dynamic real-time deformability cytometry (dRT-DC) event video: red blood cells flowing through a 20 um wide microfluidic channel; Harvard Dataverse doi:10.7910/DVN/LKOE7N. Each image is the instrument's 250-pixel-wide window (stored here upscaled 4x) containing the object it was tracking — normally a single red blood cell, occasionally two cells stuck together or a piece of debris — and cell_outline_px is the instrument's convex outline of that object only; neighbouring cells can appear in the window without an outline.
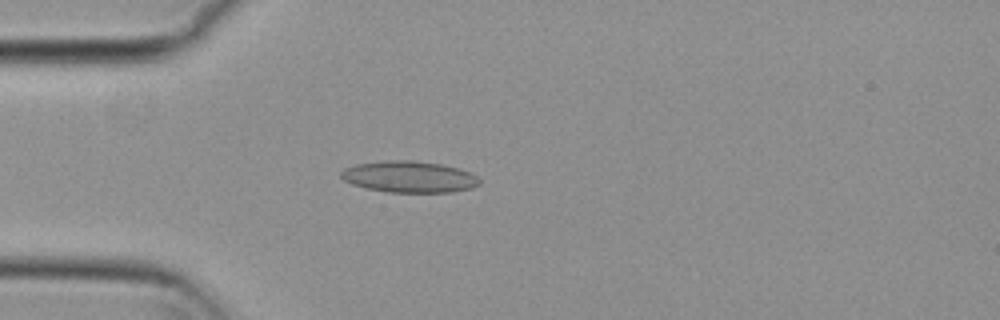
{"species": "common noctule bat (a hibernating species)", "species_latin": "Nyctalus noctula", "temperature_condition": "cold", "stored_images_in_passage": 55, "camera_frame_rate_fps": 3000, "um_per_image_px": 0.085, "animal": {"sex": "female", "body_mass_g": 29.2, "forearm_length_mm": 56.3}, "frame": {"image": 1, "passage_image": 15, "time_ms": 4.667, "image_size_px": [1000, 320], "cell_outline_px": [[480, 184], [472, 188], [452, 192], [388, 192], [368, 188], [352, 184], [344, 180], [340, 176], [340, 172], [344, 168], [356, 164], [388, 160], [412, 160], [440, 164], [456, 168], [468, 172], [476, 176], [480, 180]], "centroid_in_image_um": [34.76, 15.03], "position_along_channel_um": 50.2, "area_um2": 25.2}}
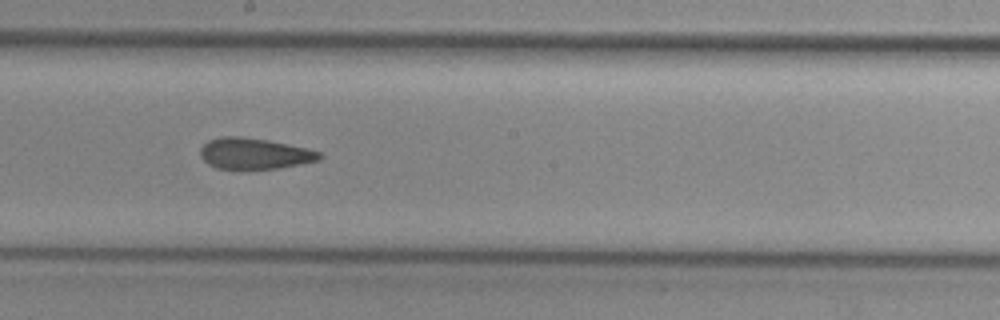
{"frame": {"image": 2, "passage_image": 30, "time_ms": 9.667, "image_size_px": [1000, 320], "cell_outline_px": [[324, 156], [320, 160], [280, 168], [240, 172], [216, 168], [208, 164], [200, 156], [200, 148], [208, 140], [220, 136], [240, 136], [268, 140], [304, 148], [320, 152]], "centroid_in_image_um": [21.57, 13.1], "position_along_channel_um": 226.6, "area_um2": 22.31}}
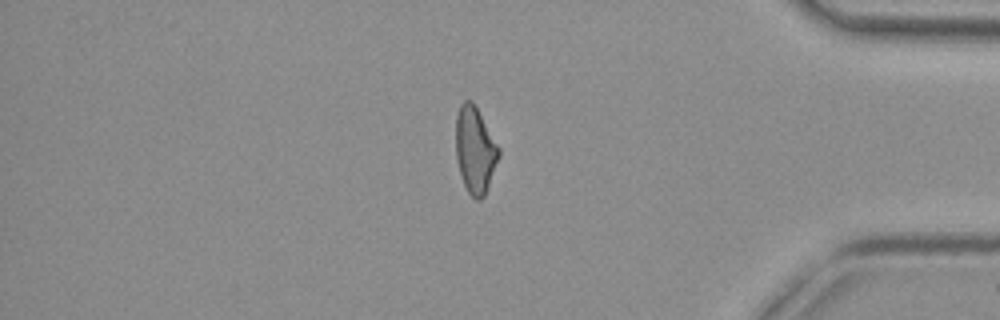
{"frame": {"image": 3, "passage_image": 46, "time_ms": 15.0, "image_size_px": [1000, 320], "cell_outline_px": [[500, 156], [484, 196], [480, 200], [476, 200], [468, 192], [460, 176], [456, 160], [456, 116], [460, 104], [464, 100], [472, 100], [500, 148]], "centroid_in_image_um": [40.37, 12.75], "position_along_channel_um": 394.8, "area_um2": 21.68}, "authors_computed_cell_mechanics": {"area_um2": 22.4264, "velocity_mm_per_s": 3.7451, "shape_relaxation_time_tau1_ms": null, "shape_relaxation_time_tau2_ms": 3.6197, "deformation_change_tau1": null, "deformation_change_tau2": 0.1062}}